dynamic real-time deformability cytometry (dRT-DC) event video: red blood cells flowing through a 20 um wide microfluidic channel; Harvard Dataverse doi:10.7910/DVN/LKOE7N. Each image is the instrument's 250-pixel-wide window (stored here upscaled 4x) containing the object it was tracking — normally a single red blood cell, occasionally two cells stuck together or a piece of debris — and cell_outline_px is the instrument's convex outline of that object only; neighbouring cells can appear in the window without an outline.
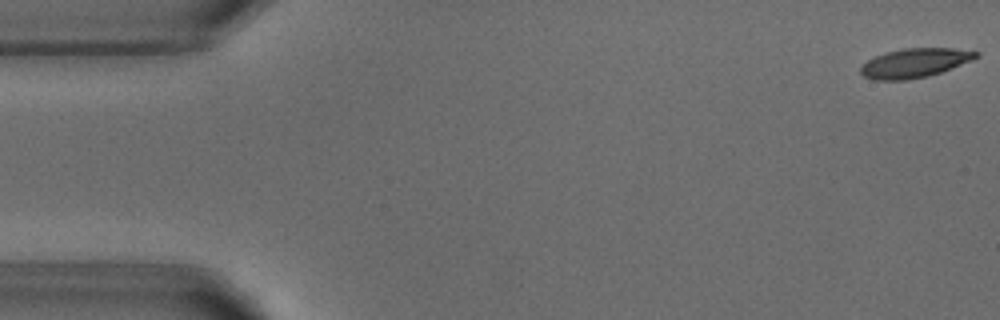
{"species": "common noctule bat (a hibernating species)", "species_latin": "Nyctalus noctula", "temperature_condition": "warm", "stored_images_in_passage": 46, "camera_frame_rate_fps": 3000, "um_per_image_px": 0.085, "animal": {"sex": "male", "body_mass_g": 18.8}, "frame": {"image": 1, "passage_image": 1, "time_ms": 0.0, "image_size_px": [1000, 320], "cell_outline_px": [[980, 56], [972, 60], [940, 72], [928, 76], [904, 80], [872, 80], [864, 76], [860, 72], [860, 68], [868, 60], [884, 52], [904, 48], [952, 48], [980, 52]], "centroid_in_image_um": [77.74, 5.35], "position_along_channel_um": 7.3, "area_um2": 19.54}}
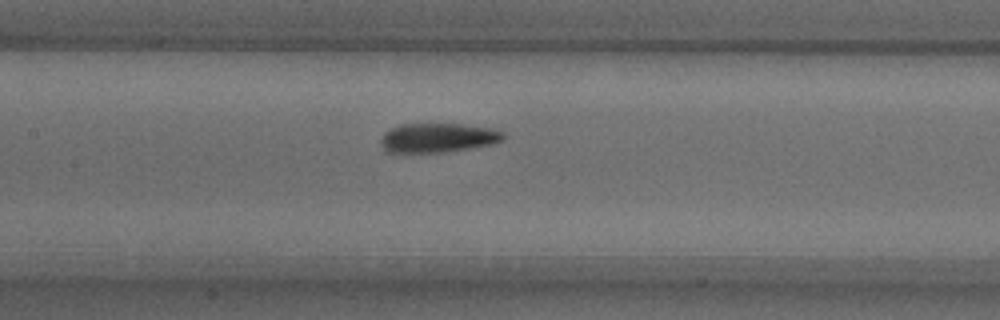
{"frame": {"image": 2, "passage_image": 24, "time_ms": 7.667, "image_size_px": [1000, 320], "cell_outline_px": [[504, 140], [492, 144], [472, 148], [444, 152], [388, 152], [380, 144], [380, 140], [384, 132], [400, 124], [460, 124], [496, 128], [504, 132]], "centroid_in_image_um": [37.26, 11.7], "position_along_channel_um": 170.1, "area_um2": 21.04}}
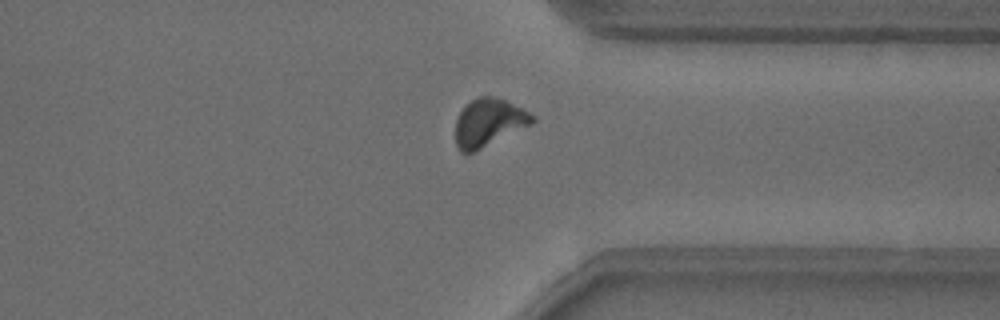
{"frame": {"image": 3, "passage_image": 40, "time_ms": 13.0, "image_size_px": [1000, 320], "cell_outline_px": [[536, 120], [532, 124], [472, 152], [460, 152], [456, 144], [456, 120], [464, 104], [480, 96], [492, 96], [504, 100], [536, 116]], "centroid_in_image_um": [41.53, 10.4], "position_along_channel_um": 369.9, "area_um2": 20.98}, "authors_computed_cell_mechanics": {"area_um2": 20.9814, "velocity_mm_per_s": 3.7987, "shape_relaxation_time_tau1_ms": 5.522, "shape_relaxation_time_tau2_ms": 3.1758, "deformation_change_tau1": 0.1593, "deformation_change_tau2": 0.0975}}